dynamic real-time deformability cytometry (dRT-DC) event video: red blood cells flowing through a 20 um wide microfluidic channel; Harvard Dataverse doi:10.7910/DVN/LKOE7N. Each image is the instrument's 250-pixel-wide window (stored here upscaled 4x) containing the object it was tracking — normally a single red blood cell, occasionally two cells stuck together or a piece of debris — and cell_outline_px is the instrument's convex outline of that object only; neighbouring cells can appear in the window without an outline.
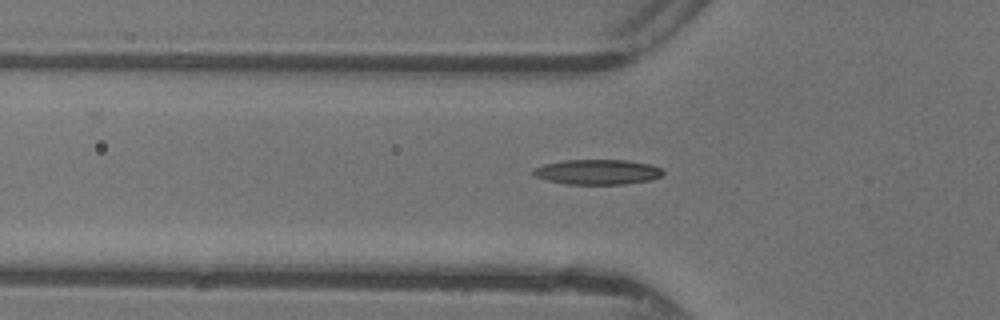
{"species": "common noctule bat (a hibernating species)", "species_latin": "Nyctalus noctula", "temperature_condition": "warm", "stored_images_in_passage": 43, "camera_frame_rate_fps": 3000, "um_per_image_px": 0.085, "animal": {"sex": "female"}, "frame": {"image": 1, "passage_image": 17, "time_ms": 5.333, "image_size_px": [1000, 320], "cell_outline_px": [[664, 172], [660, 176], [648, 180], [624, 184], [568, 184], [548, 180], [536, 176], [532, 172], [532, 168], [544, 164], [564, 160], [628, 160], [648, 164], [664, 168]], "centroid_in_image_um": [50.78, 14.61], "position_along_channel_um": 75.0, "area_um2": 18.84}}
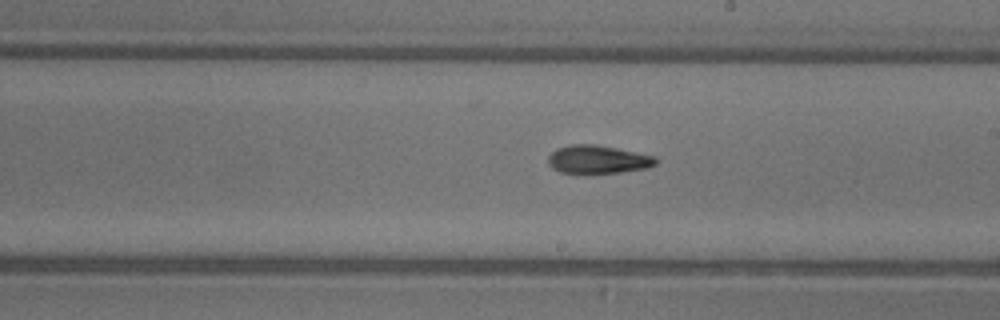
{"frame": {"image": 2, "passage_image": 28, "time_ms": 9.0, "image_size_px": [1000, 320], "cell_outline_px": [[656, 164], [648, 168], [620, 172], [588, 176], [584, 176], [560, 172], [552, 168], [548, 164], [548, 156], [556, 148], [568, 144], [596, 144], [656, 156]], "centroid_in_image_um": [50.77, 13.59], "position_along_channel_um": 238.2, "area_um2": 18.5}}
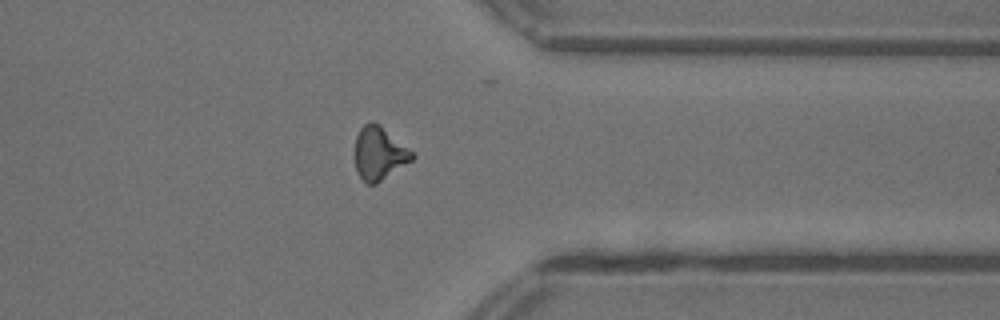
{"frame": {"image": 3, "passage_image": 38, "time_ms": 12.333, "image_size_px": [1000, 320], "cell_outline_px": [[416, 156], [412, 160], [376, 184], [368, 184], [356, 172], [356, 136], [360, 128], [364, 124], [372, 120], [380, 124], [412, 152]], "centroid_in_image_um": [32.22, 13.02], "position_along_channel_um": 379.2, "area_um2": 17.46}}